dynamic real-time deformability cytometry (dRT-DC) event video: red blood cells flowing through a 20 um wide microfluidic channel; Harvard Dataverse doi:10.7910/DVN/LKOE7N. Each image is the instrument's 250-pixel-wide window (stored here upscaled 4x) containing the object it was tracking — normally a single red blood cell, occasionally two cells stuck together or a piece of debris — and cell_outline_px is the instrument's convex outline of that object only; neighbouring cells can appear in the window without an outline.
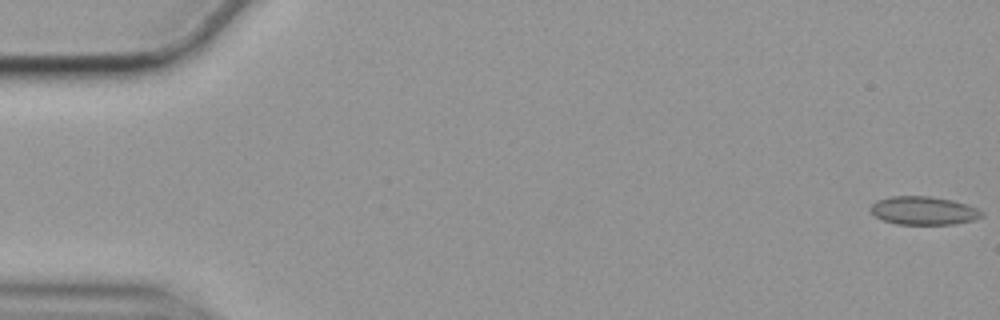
{"species": "common noctule bat (a hibernating species)", "species_latin": "Nyctalus noctula", "temperature_condition": "cold", "stored_images_in_passage": 18, "camera_frame_rate_fps": 3000, "um_per_image_px": 0.085, "animal": {"sex": "female", "body_mass_g": 19.9}, "frame": {"image": 1, "passage_image": 1, "time_ms": 0.0, "image_size_px": [1000, 320], "cell_outline_px": [[984, 216], [972, 220], [952, 224], [896, 224], [884, 220], [876, 216], [868, 208], [876, 200], [892, 196], [932, 196], [952, 200], [976, 208], [984, 212]], "centroid_in_image_um": [78.49, 17.89], "position_along_channel_um": 6.5, "area_um2": 18.26}}